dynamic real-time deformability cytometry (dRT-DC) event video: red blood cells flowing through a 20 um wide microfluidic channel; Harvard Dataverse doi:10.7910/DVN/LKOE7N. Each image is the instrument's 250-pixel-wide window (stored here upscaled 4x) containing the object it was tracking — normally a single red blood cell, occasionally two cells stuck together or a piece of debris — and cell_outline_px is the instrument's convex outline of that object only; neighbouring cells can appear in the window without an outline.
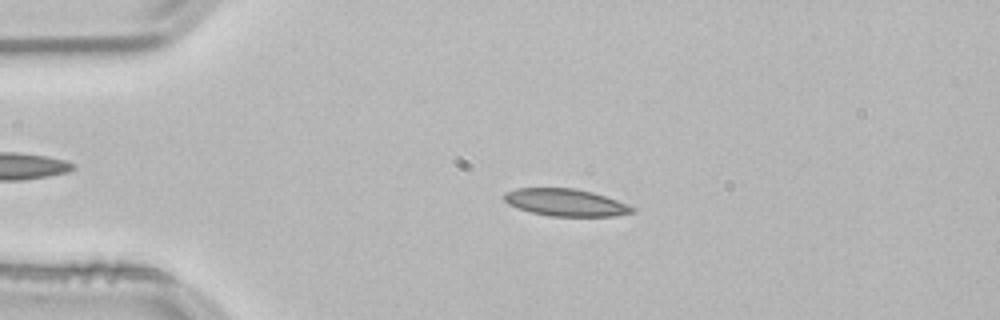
{"species": "common noctule bat (a hibernating species)", "species_latin": "Nyctalus noctula", "temperature_condition": "room temperature", "stored_images_in_passage": 53, "camera_frame_rate_fps": 3000, "um_per_image_px": 0.085, "animal": {"sex": "male", "body_mass_g": 21.5, "forearm_length_mm": 52.0}, "frame": {"image": 1, "passage_image": 11, "time_ms": 3.333, "image_size_px": [1000, 320], "cell_outline_px": [[636, 208], [632, 212], [612, 216], [548, 216], [532, 212], [508, 204], [504, 200], [504, 192], [516, 188], [576, 188], [592, 192], [628, 204]], "centroid_in_image_um": [48.06, 17.2], "position_along_channel_um": 36.9, "area_um2": 20.17}}
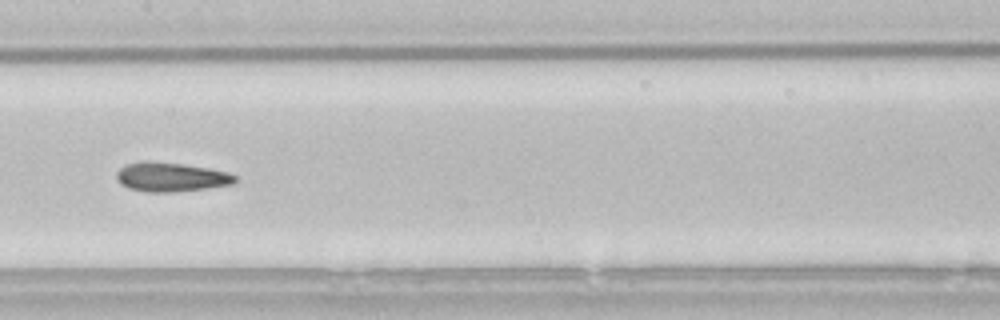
{"frame": {"image": 2, "passage_image": 26, "time_ms": 8.333, "image_size_px": [1000, 320], "cell_outline_px": [[240, 180], [232, 184], [176, 192], [148, 192], [128, 188], [120, 184], [116, 176], [116, 172], [124, 164], [148, 160], [180, 164], [208, 168], [228, 172], [236, 176]], "centroid_in_image_um": [14.51, 15.04], "position_along_channel_um": 192.9, "area_um2": 20.23}}
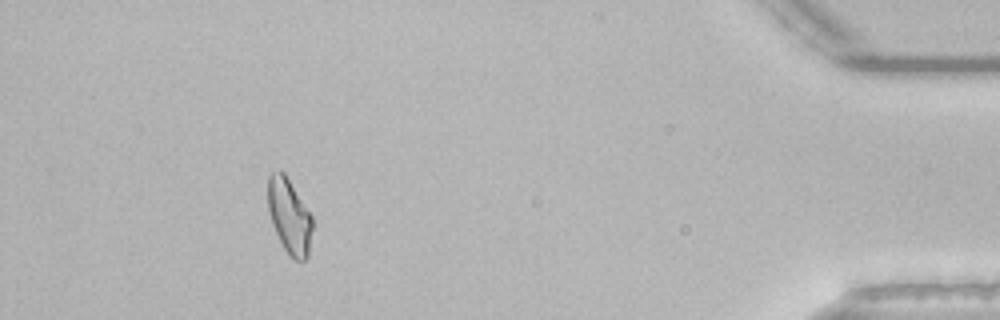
{"frame": {"image": 3, "passage_image": 48, "time_ms": 15.667, "image_size_px": [1000, 320], "cell_outline_px": [[312, 228], [308, 256], [304, 260], [296, 260], [284, 248], [272, 224], [268, 212], [268, 176], [272, 172], [280, 168], [284, 172], [312, 216]], "centroid_in_image_um": [24.58, 18.33], "position_along_channel_um": 410.6, "area_um2": 19.25}, "authors_computed_cell_mechanics": {"area_um2": 19.7676, "velocity_mm_per_s": 3.7975, "shape_relaxation_time_tau1_ms": 9.5588, "shape_relaxation_time_tau2_ms": 3.6144, "deformation_change_tau1": 0.2145, "deformation_change_tau2": 0.1241}}